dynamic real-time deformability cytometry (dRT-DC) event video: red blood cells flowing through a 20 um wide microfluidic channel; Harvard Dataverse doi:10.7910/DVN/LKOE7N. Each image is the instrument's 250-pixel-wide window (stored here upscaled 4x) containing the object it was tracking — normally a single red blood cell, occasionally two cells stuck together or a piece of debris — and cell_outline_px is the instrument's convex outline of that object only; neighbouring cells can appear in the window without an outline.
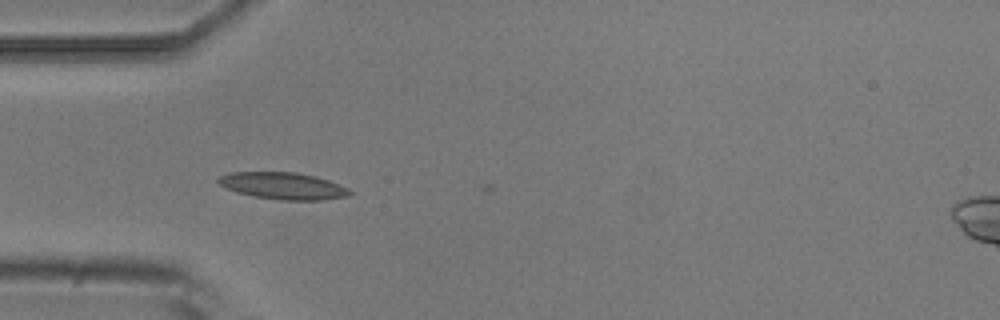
{"species": "common noctule bat (a hibernating species)", "species_latin": "Nyctalus noctula", "temperature_condition": "room temperature", "stored_images_in_passage": 9, "camera_frame_rate_fps": 3000, "um_per_image_px": 0.085, "animal": {"sex": "male", "body_mass_g": 20.5, "forearm_length_mm": 52.5}, "frame": {"image": 1, "passage_image": 6, "time_ms": 5.667, "image_size_px": [1000, 320], "cell_outline_px": [[352, 192], [348, 196], [324, 200], [280, 200], [252, 196], [236, 192], [220, 184], [216, 180], [220, 176], [232, 172], [296, 172], [328, 180], [348, 188]], "centroid_in_image_um": [24.06, 15.8], "position_along_channel_um": 60.9, "area_um2": 20.46}}
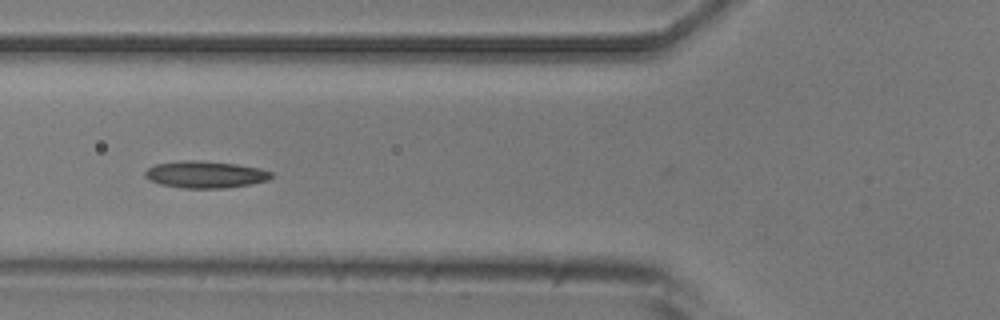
{"frame": {"image": 2, "passage_image": 7, "time_ms": 7.0, "image_size_px": [1000, 320], "cell_outline_px": [[272, 176], [268, 180], [252, 184], [224, 188], [184, 188], [160, 184], [148, 180], [144, 176], [144, 172], [148, 168], [156, 164], [184, 160], [200, 160], [236, 164], [260, 168], [272, 172]], "centroid_in_image_um": [17.44, 14.83], "position_along_channel_um": 108.4, "area_um2": 19.88}}
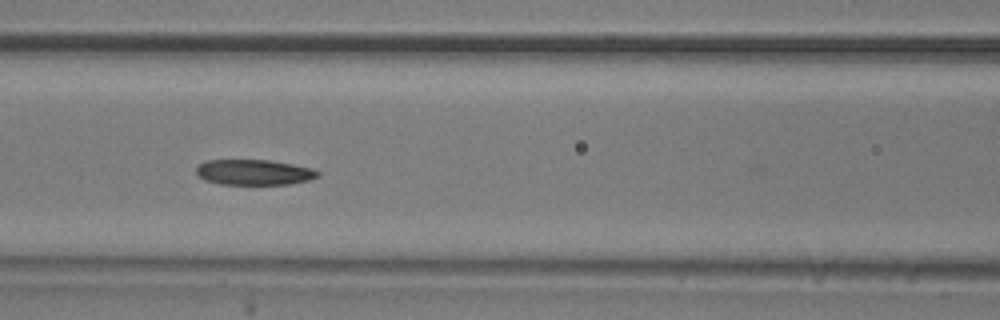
{"frame": {"image": 3, "passage_image": 8, "time_ms": 8.0, "image_size_px": [1000, 320], "cell_outline_px": [[320, 176], [308, 180], [292, 184], [220, 184], [204, 180], [196, 172], [196, 168], [204, 160], [268, 160], [292, 164], [312, 168], [320, 172]], "centroid_in_image_um": [21.6, 14.64], "position_along_channel_um": 145.0, "area_um2": 18.03}}